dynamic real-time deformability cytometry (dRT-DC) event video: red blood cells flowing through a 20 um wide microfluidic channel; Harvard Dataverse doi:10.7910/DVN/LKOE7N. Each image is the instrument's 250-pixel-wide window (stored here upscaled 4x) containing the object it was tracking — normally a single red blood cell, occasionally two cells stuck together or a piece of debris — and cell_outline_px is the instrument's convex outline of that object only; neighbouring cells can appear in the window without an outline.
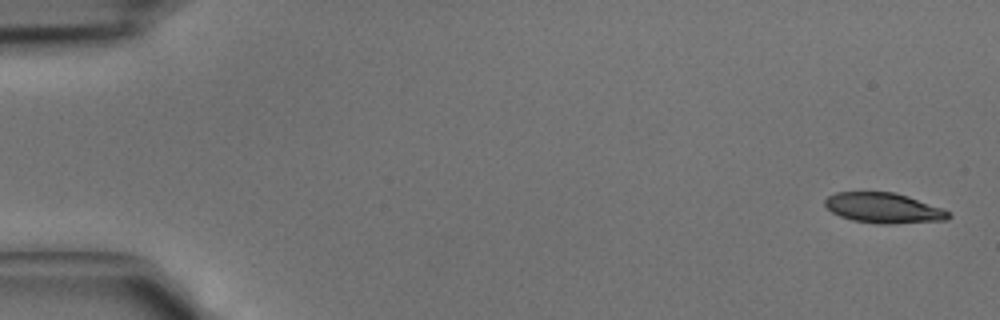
{"species": "common noctule bat (a hibernating species)", "species_latin": "Nyctalus noctula", "temperature_condition": "cold", "stored_images_in_passage": 13, "camera_frame_rate_fps": 3000, "um_per_image_px": 0.085, "animal": {"sex": "male", "body_mass_g": 15.6}, "frame": {"image": 1, "passage_image": 1, "time_ms": 0.0, "image_size_px": [1000, 320], "cell_outline_px": [[952, 216], [948, 220], [892, 224], [876, 224], [852, 220], [840, 216], [832, 212], [824, 204], [824, 200], [828, 196], [836, 192], [896, 192], [908, 196], [940, 208], [948, 212]], "centroid_in_image_um": [75.09, 17.69], "position_along_channel_um": 9.9, "area_um2": 21.79}}
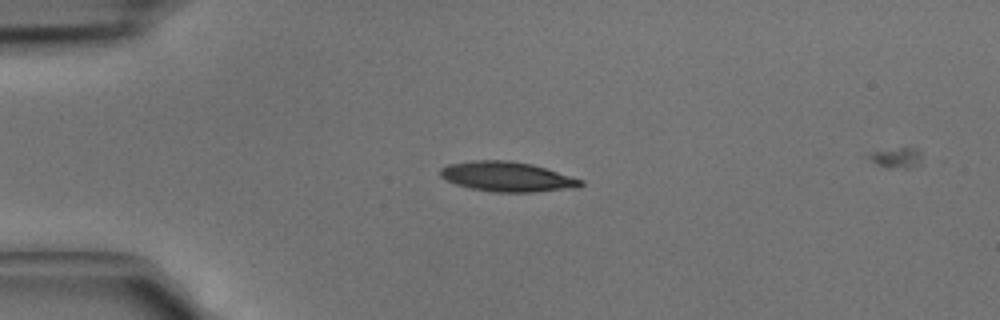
{"frame": {"image": 2, "passage_image": 10, "time_ms": 3.0, "image_size_px": [1000, 320], "cell_outline_px": [[584, 184], [576, 188], [532, 192], [492, 192], [472, 188], [456, 184], [440, 176], [440, 168], [448, 164], [472, 160], [508, 160], [532, 164], [584, 180]], "centroid_in_image_um": [43.12, 15.01], "position_along_channel_um": 41.9, "area_um2": 24.39}}